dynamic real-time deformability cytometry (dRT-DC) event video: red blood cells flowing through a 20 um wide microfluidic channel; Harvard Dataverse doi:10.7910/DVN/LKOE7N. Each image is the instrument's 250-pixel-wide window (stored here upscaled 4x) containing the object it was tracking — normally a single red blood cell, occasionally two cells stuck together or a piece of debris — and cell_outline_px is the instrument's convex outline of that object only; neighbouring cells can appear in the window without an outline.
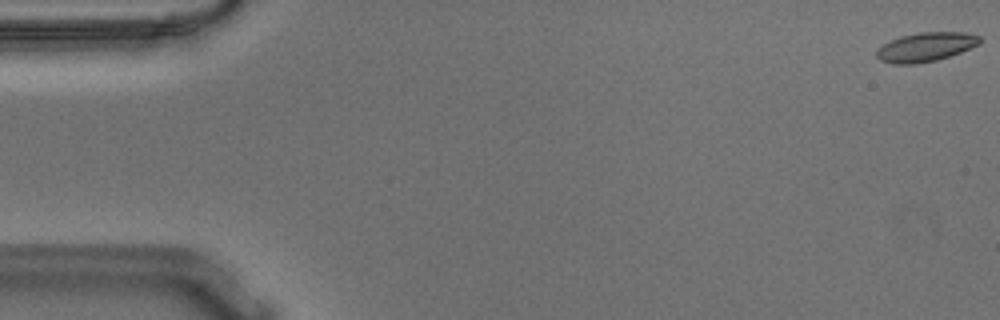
{"species": "Egyptian fruit bat (a non-hibernating species)", "species_latin": "Rousettus aegyptiacus", "temperature_condition": "warm", "stored_images_in_passage": 8, "camera_frame_rate_fps": 3000, "um_per_image_px": 0.085, "animal": {"sex": "male"}, "frame": {"image": 1, "passage_image": 1, "time_ms": 0.0, "image_size_px": [1000, 320], "cell_outline_px": [[980, 44], [960, 52], [936, 60], [916, 64], [892, 64], [880, 60], [876, 56], [876, 52], [884, 44], [900, 36], [920, 32], [964, 32], [980, 36]], "centroid_in_image_um": [78.69, 3.99], "position_along_channel_um": 6.3, "area_um2": 17.34}}